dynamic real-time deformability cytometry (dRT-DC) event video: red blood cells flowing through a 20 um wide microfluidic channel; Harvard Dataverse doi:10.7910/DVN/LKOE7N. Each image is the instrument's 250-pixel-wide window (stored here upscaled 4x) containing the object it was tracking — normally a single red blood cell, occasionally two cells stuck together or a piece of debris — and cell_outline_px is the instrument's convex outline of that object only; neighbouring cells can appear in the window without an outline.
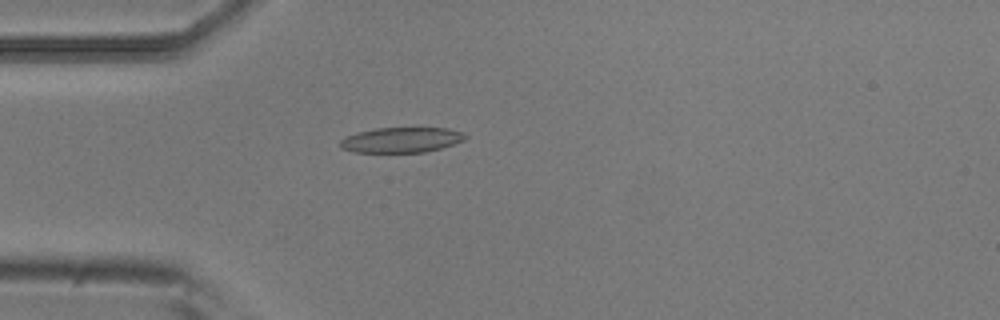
{"species": "common noctule bat (a hibernating species)", "species_latin": "Nyctalus noctula", "temperature_condition": "room temperature", "stored_images_in_passage": 1, "camera_frame_rate_fps": 3000, "um_per_image_px": 0.085, "animal": {"sex": "male", "body_mass_g": 20.5, "forearm_length_mm": 52.5}, "frame": {"image": 1, "passage_image": 1, "time_ms": 0.0, "image_size_px": [1000, 320], "cell_outline_px": [[468, 136], [464, 140], [440, 148], [424, 152], [352, 152], [340, 148], [340, 140], [344, 136], [376, 128], [448, 128], [460, 132]], "centroid_in_image_um": [34.07, 11.89], "position_along_channel_um": 50.9, "area_um2": 18.26}}